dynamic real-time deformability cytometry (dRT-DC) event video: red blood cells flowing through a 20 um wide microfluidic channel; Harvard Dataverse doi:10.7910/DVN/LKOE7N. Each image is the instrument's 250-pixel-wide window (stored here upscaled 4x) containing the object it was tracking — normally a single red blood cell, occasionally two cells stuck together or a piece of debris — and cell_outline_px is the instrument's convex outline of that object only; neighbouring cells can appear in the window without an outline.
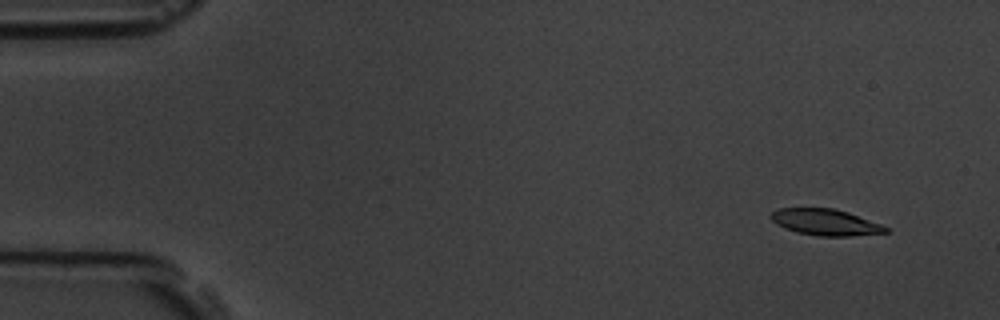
{"species": "common noctule bat (a hibernating species)", "species_latin": "Nyctalus noctula", "temperature_condition": "room temperature", "stored_images_in_passage": 7, "camera_frame_rate_fps": 3000, "um_per_image_px": 0.085, "animal": {"sex": "male", "body_mass_g": 19.5, "forearm_length_mm": 54.6}, "frame": {"image": 1, "passage_image": 2, "time_ms": 1.333, "image_size_px": [1000, 320], "cell_outline_px": [[888, 232], [848, 236], [820, 236], [796, 232], [784, 228], [776, 224], [768, 216], [772, 212], [780, 208], [832, 208], [848, 212], [880, 224], [888, 228]], "centroid_in_image_um": [70.11, 18.88], "position_along_channel_um": 14.9, "area_um2": 17.46}}
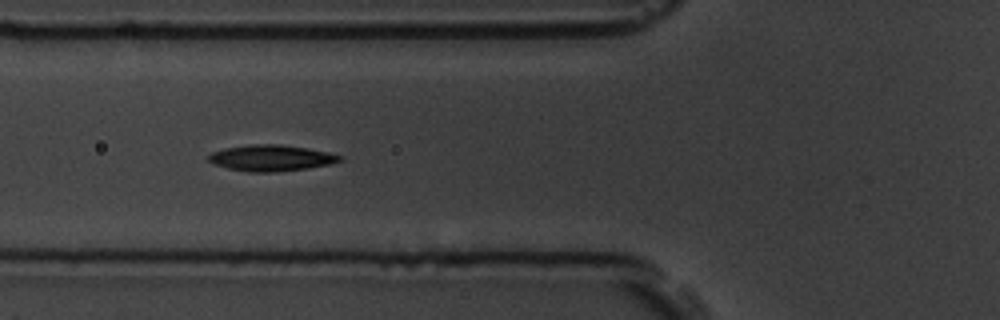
{"frame": {"image": 2, "passage_image": 6, "time_ms": 6.667, "image_size_px": [1000, 320], "cell_outline_px": [[344, 160], [332, 164], [308, 168], [276, 172], [248, 172], [228, 168], [216, 164], [208, 160], [208, 156], [212, 152], [224, 148], [252, 144], [280, 144], [308, 148], [328, 152], [344, 156]], "centroid_in_image_um": [23.11, 13.43], "position_along_channel_um": 102.7, "area_um2": 20.11}}
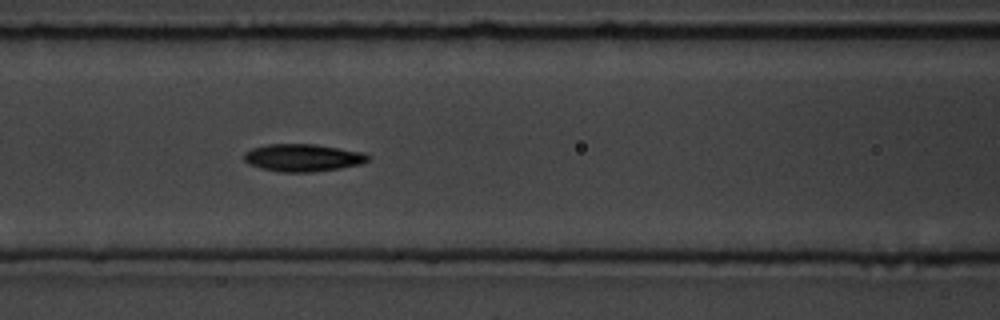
{"frame": {"image": 3, "passage_image": 7, "time_ms": 7.667, "image_size_px": [1000, 320], "cell_outline_px": [[368, 160], [360, 164], [340, 168], [312, 172], [280, 172], [260, 168], [248, 164], [244, 160], [244, 152], [252, 148], [268, 144], [316, 144], [364, 152], [368, 156]], "centroid_in_image_um": [25.71, 13.4], "position_along_channel_um": 140.9, "area_um2": 19.88}}